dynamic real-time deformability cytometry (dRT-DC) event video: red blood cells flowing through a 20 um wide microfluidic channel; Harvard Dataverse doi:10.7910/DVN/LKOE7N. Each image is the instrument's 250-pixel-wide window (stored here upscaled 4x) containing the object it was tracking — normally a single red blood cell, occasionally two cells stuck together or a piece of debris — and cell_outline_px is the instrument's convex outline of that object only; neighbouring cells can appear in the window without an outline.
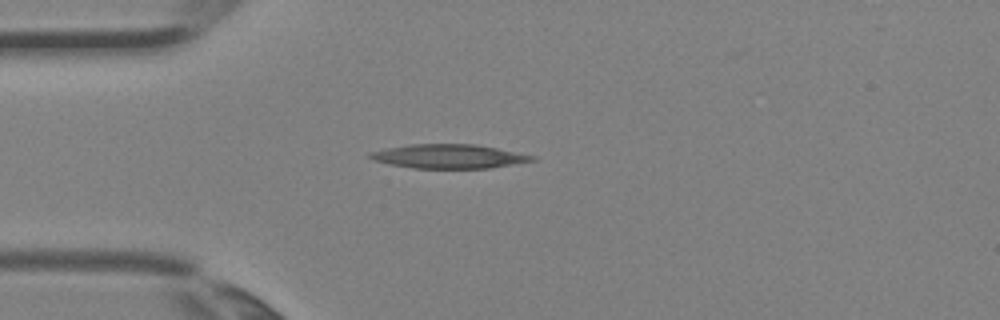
{"species": "Egyptian fruit bat (a non-hibernating species)", "species_latin": "Rousettus aegyptiacus", "temperature_condition": "room temperature", "stored_images_in_passage": 1, "camera_frame_rate_fps": 3000, "um_per_image_px": 0.085, "animal": {"sex": "female"}, "frame": {"image": 1, "passage_image": 1, "time_ms": 0.0, "image_size_px": [1000, 320], "cell_outline_px": [[536, 160], [488, 168], [412, 168], [392, 164], [376, 160], [368, 156], [368, 152], [388, 148], [412, 144], [476, 144], [536, 156]], "centroid_in_image_um": [38.17, 13.28], "position_along_channel_um": 46.8, "area_um2": 22.37}}